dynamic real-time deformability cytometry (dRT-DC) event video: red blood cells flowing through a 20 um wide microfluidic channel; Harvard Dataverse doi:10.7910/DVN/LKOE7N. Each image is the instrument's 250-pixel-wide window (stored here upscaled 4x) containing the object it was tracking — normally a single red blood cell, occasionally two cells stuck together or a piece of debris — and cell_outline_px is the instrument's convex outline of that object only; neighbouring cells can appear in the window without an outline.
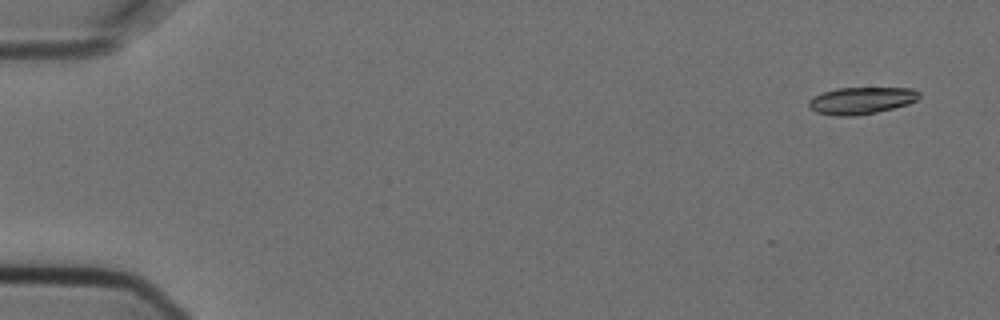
{"species": "Egyptian fruit bat (a non-hibernating species)", "species_latin": "Rousettus aegyptiacus", "temperature_condition": "cold", "stored_images_in_passage": 5, "camera_frame_rate_fps": 3000, "um_per_image_px": 0.085, "animal": {"sex": "female"}, "frame": {"image": 1, "passage_image": 1, "time_ms": 0.0, "image_size_px": [1000, 320], "cell_outline_px": [[920, 96], [916, 100], [908, 104], [876, 112], [856, 116], [836, 116], [816, 112], [808, 108], [808, 100], [812, 96], [836, 88], [912, 88], [920, 92]], "centroid_in_image_um": [73.17, 8.55], "position_along_channel_um": 11.8, "area_um2": 17.46}}